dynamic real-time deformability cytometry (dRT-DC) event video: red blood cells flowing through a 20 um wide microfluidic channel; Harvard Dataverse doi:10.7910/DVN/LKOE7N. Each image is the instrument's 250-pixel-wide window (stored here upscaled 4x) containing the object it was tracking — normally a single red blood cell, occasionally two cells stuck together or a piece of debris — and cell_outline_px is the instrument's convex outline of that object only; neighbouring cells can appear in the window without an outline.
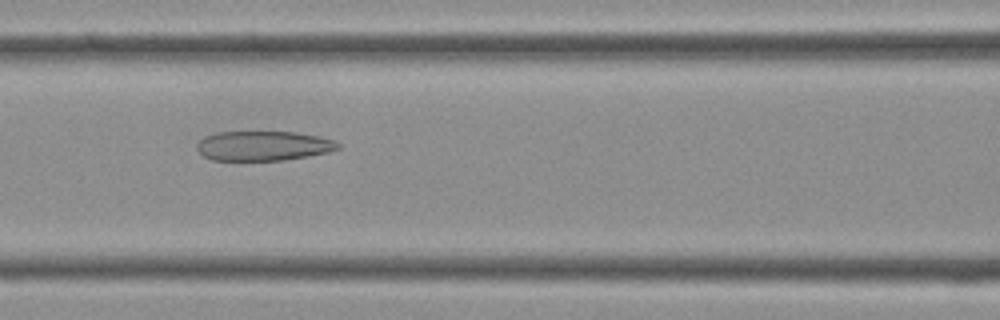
{"species": "Egyptian fruit bat (a non-hibernating species)", "species_latin": "Rousettus aegyptiacus", "temperature_condition": "cold", "stored_images_in_passage": 36, "camera_frame_rate_fps": 3000, "um_per_image_px": 0.085, "frame": {"image": 1, "passage_image": 17, "time_ms": 5.333, "image_size_px": [1000, 320], "cell_outline_px": [[340, 148], [328, 152], [308, 156], [284, 160], [212, 160], [204, 156], [196, 148], [196, 144], [204, 136], [216, 132], [296, 132], [336, 140], [340, 144]], "centroid_in_image_um": [22.38, 12.39], "position_along_channel_um": 144.2, "area_um2": 24.39}}
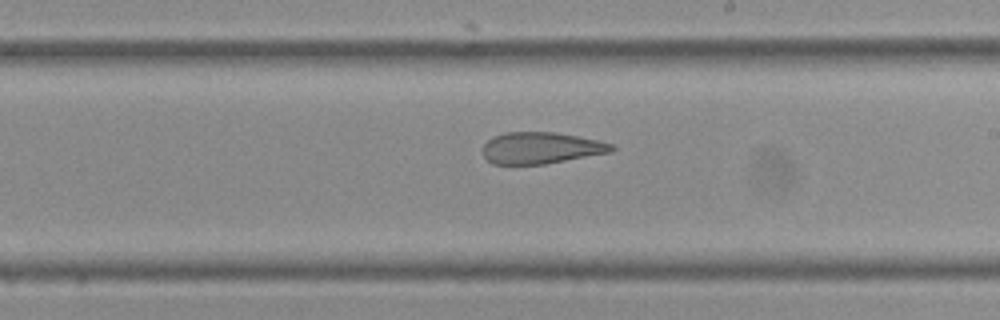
{"frame": {"image": 2, "passage_image": 23, "time_ms": 7.333, "image_size_px": [1000, 320], "cell_outline_px": [[616, 148], [612, 152], [544, 164], [492, 164], [484, 156], [484, 144], [492, 136], [504, 132], [552, 132], [576, 136], [596, 140], [612, 144]], "centroid_in_image_um": [45.97, 12.57], "position_along_channel_um": 243.0, "area_um2": 23.52}}
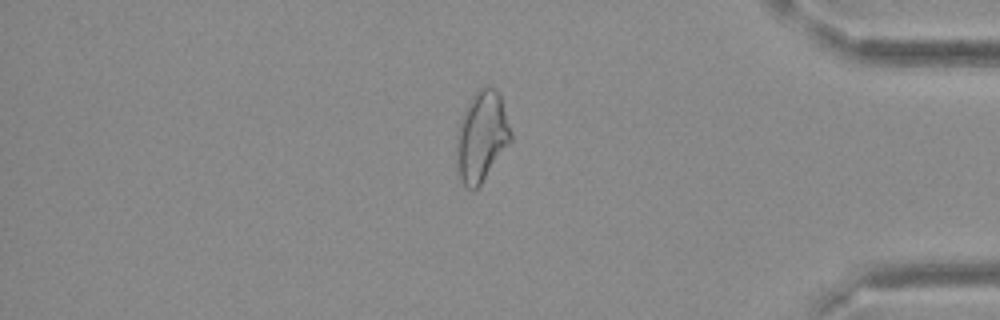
{"frame": {"image": 3, "passage_image": 34, "time_ms": 11.0, "image_size_px": [1000, 320], "cell_outline_px": [[512, 140], [480, 184], [472, 192], [456, 176], [456, 132], [464, 112], [472, 96], [480, 88], [492, 88], [500, 92], [512, 132]], "centroid_in_image_um": [40.92, 11.63], "position_along_channel_um": 394.3, "area_um2": 28.67}}